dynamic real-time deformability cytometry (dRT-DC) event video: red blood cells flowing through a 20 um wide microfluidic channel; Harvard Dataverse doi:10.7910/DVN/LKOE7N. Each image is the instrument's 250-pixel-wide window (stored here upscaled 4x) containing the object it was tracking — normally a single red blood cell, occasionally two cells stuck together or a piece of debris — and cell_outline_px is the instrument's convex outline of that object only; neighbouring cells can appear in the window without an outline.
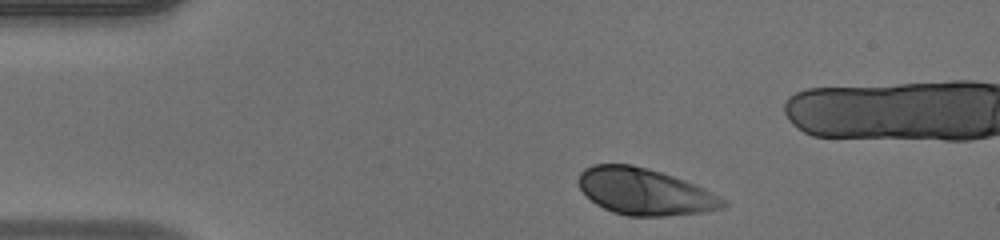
{"species": "human", "species_latin": "Homo sapiens", "temperature_condition": "warm", "stored_images_in_passage": 42, "camera_frame_rate_fps": 3000, "um_per_image_px": 0.085, "donor": {"sex": "male"}, "frame": {"image": 1, "passage_image": 1, "time_ms": 0.0, "image_size_px": [1000, 240], "cell_outline_px": [[728, 204], [724, 208], [704, 212], [664, 216], [628, 216], [612, 212], [596, 204], [580, 188], [576, 180], [580, 172], [584, 168], [592, 164], [632, 164], [648, 168], [684, 180], [704, 188], [728, 200]], "centroid_in_image_um": [54.81, 16.29], "position_along_channel_um": 30.2, "area_um2": 39.42}}
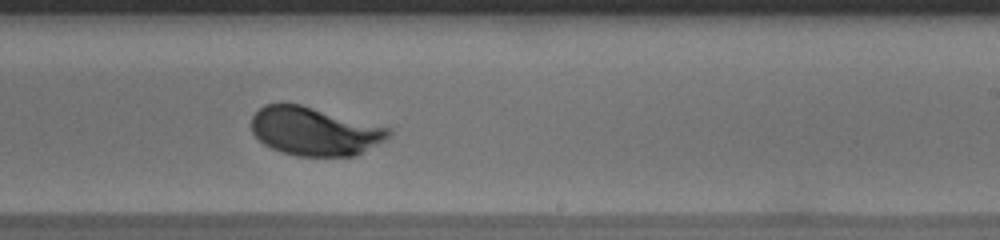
{"frame": {"image": 2, "passage_image": 22, "time_ms": 7.0, "image_size_px": [1000, 240], "cell_outline_px": [[392, 132], [384, 140], [356, 156], [296, 156], [272, 148], [264, 144], [252, 132], [252, 116], [264, 104], [300, 104], [392, 128]], "centroid_in_image_um": [26.75, 11.16], "position_along_channel_um": 262.2, "area_um2": 38.49}}
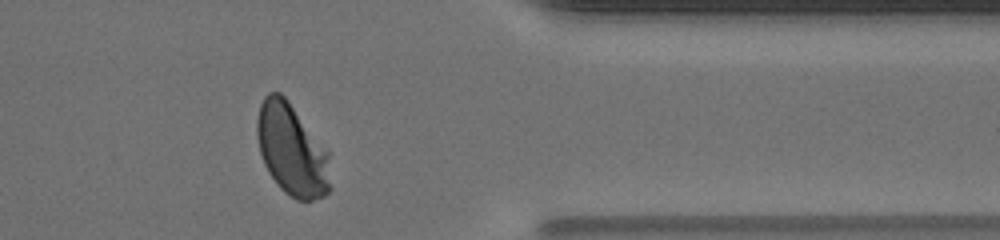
{"frame": {"image": 3, "passage_image": 32, "time_ms": 10.333, "image_size_px": [1000, 240], "cell_outline_px": [[332, 188], [324, 196], [312, 200], [296, 200], [284, 192], [280, 188], [268, 172], [264, 164], [260, 152], [256, 136], [256, 120], [260, 104], [264, 96], [268, 92], [280, 92], [288, 100], [328, 152]], "centroid_in_image_um": [24.79, 12.75], "position_along_channel_um": 386.6, "area_um2": 39.36}, "authors_computed_cell_mechanics": {"area_um2": 39.1017, "velocity_mm_per_s": 4.1438, "shape_relaxation_time_tau1_ms": 2.1477, "shape_relaxation_time_tau2_ms": null, "deformation_change_tau1": 0.1446, "deformation_change_tau2": null}}